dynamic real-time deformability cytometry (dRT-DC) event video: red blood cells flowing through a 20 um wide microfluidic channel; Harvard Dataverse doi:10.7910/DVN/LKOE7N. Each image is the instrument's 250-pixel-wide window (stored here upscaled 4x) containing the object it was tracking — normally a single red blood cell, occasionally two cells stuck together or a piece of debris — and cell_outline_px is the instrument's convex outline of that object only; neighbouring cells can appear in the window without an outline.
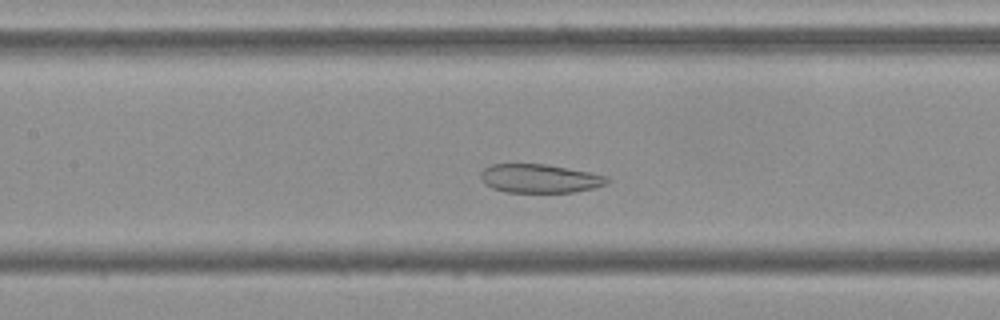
{"species": "Egyptian fruit bat (a non-hibernating species)", "species_latin": "Rousettus aegyptiacus", "temperature_condition": "cold", "stored_images_in_passage": 48, "camera_frame_rate_fps": 3000, "um_per_image_px": 0.085, "frame": {"image": 1, "passage_image": 19, "time_ms": 6.0, "image_size_px": [1000, 320], "cell_outline_px": [[612, 180], [608, 184], [592, 188], [572, 192], [508, 192], [492, 188], [484, 184], [480, 180], [480, 172], [484, 168], [492, 164], [544, 164], [588, 172], [608, 176]], "centroid_in_image_um": [45.86, 15.17], "position_along_channel_um": 161.5, "area_um2": 21.15}}
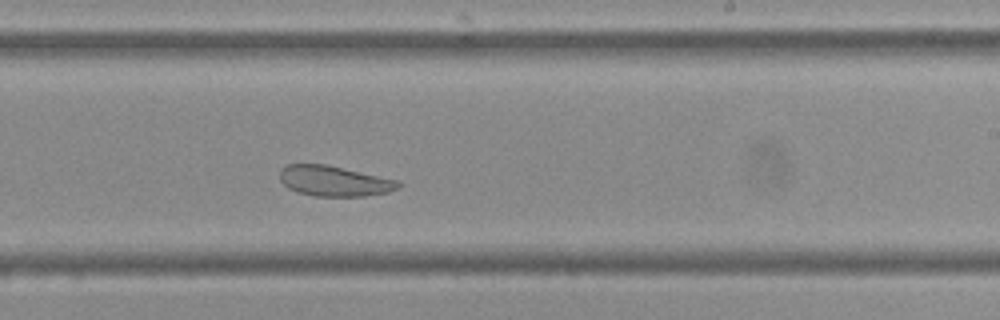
{"frame": {"image": 2, "passage_image": 27, "time_ms": 8.667, "image_size_px": [1000, 320], "cell_outline_px": [[400, 184], [396, 188], [388, 192], [364, 196], [316, 196], [296, 192], [288, 188], [280, 180], [280, 168], [288, 164], [324, 164], [400, 180]], "centroid_in_image_um": [28.38, 15.38], "position_along_channel_um": 260.6, "area_um2": 20.92}}
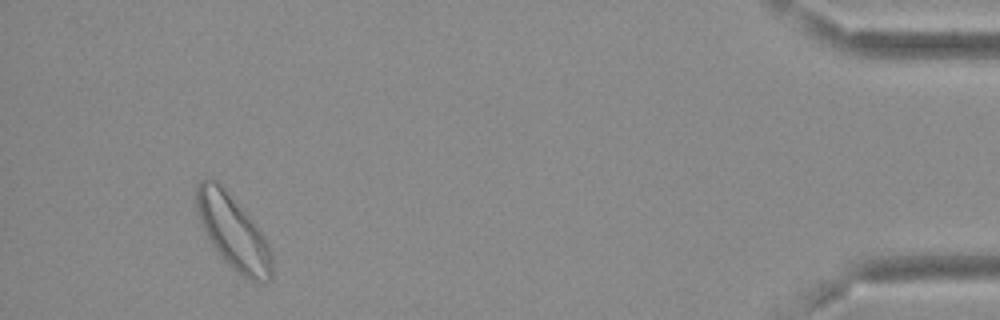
{"frame": {"image": 3, "passage_image": 45, "time_ms": 14.667, "image_size_px": [1000, 320], "cell_outline_px": [[272, 276], [264, 284], [240, 276], [224, 260], [212, 244], [196, 212], [196, 184], [200, 180], [208, 176], [216, 180], [224, 188], [256, 224], [264, 236], [268, 244], [272, 256]], "centroid_in_image_um": [19.81, 19.72], "position_along_channel_um": 415.4, "area_um2": 32.37}, "authors_computed_cell_mechanics": {"area_um2": 26.01, "velocity_mm_per_s": 3.7289, "shape_relaxation_time_tau1_ms": null, "shape_relaxation_time_tau2_ms": 7.6442, "deformation_change_tau1": null, "deformation_change_tau2": 0.1397}}